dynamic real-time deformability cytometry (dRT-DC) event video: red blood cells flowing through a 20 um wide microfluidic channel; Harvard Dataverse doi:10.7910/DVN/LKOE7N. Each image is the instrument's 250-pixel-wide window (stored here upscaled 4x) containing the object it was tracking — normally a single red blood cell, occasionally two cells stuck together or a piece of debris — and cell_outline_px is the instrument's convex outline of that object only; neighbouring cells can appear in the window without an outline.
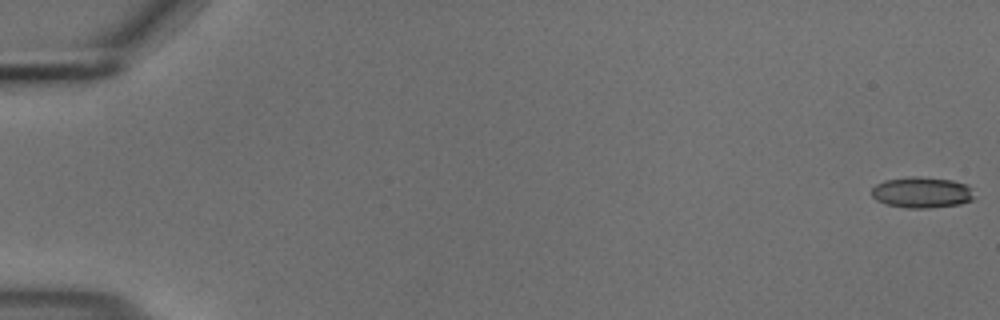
{"species": "common noctule bat (a hibernating species)", "species_latin": "Nyctalus noctula", "temperature_condition": "cold", "stored_images_in_passage": 56, "camera_frame_rate_fps": 3000, "um_per_image_px": 0.085, "animal": {"sex": "male", "body_mass_g": 18.8}, "frame": {"image": 1, "passage_image": 1, "time_ms": 0.0, "image_size_px": [1000, 320], "cell_outline_px": [[976, 200], [960, 204], [928, 208], [908, 208], [888, 204], [876, 200], [872, 196], [872, 188], [876, 184], [884, 180], [912, 176], [916, 176], [952, 180], [968, 184], [972, 188]], "centroid_in_image_um": [78.41, 16.35], "position_along_channel_um": 6.6, "area_um2": 18.73}}
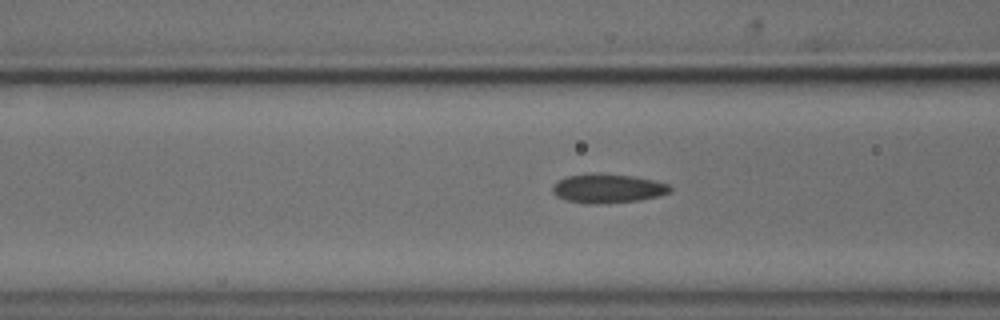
{"frame": {"image": 2, "passage_image": 23, "time_ms": 7.333, "image_size_px": [1000, 320], "cell_outline_px": [[672, 188], [668, 192], [660, 196], [640, 200], [608, 204], [584, 204], [568, 200], [556, 196], [552, 192], [552, 184], [568, 176], [592, 172], [596, 172], [632, 176], [652, 180], [668, 184]], "centroid_in_image_um": [51.63, 16.02], "position_along_channel_um": 115.0, "area_um2": 20.17}}
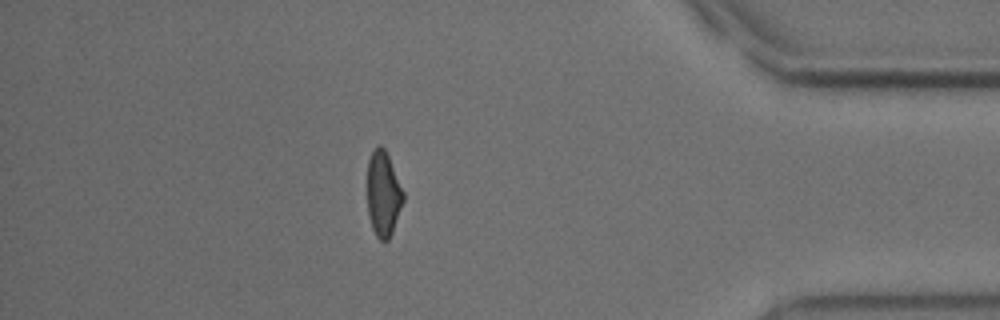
{"frame": {"image": 3, "passage_image": 49, "time_ms": 16.0, "image_size_px": [1000, 320], "cell_outline_px": [[404, 200], [392, 232], [388, 240], [380, 240], [376, 236], [372, 228], [368, 216], [368, 160], [372, 152], [380, 144], [384, 148], [388, 156], [404, 192]], "centroid_in_image_um": [32.58, 16.5], "position_along_channel_um": 402.6, "area_um2": 17.63}, "authors_computed_cell_mechanics": {"area_um2": 19.3052, "velocity_mm_per_s": 3.7107, "shape_relaxation_time_tau1_ms": 2.9335, "shape_relaxation_time_tau2_ms": 1.8505, "deformation_change_tau1": 0.1273, "deformation_change_tau2": 0.0622}}